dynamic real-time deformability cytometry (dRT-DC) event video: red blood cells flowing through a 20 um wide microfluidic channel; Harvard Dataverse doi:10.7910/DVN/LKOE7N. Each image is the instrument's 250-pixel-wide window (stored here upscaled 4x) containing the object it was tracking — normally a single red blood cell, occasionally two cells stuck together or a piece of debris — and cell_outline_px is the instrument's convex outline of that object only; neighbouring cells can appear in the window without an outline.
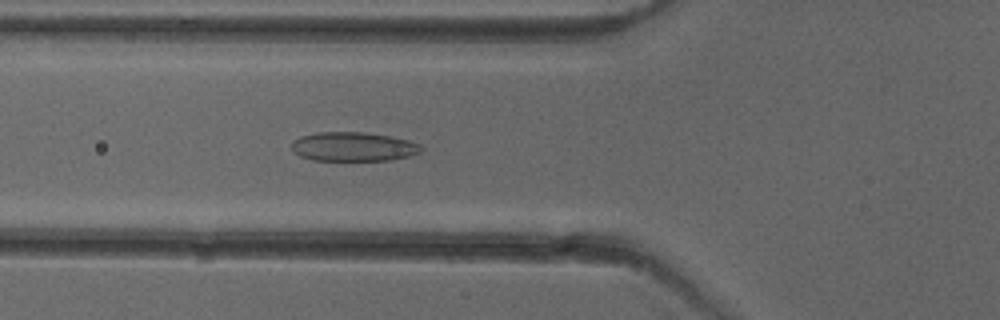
{"species": "common noctule bat (a hibernating species)", "species_latin": "Nyctalus noctula", "temperature_condition": "cold", "stored_images_in_passage": 36, "camera_frame_rate_fps": 3000, "um_per_image_px": 0.085, "animal": {"sex": "female"}, "frame": {"image": 1, "passage_image": 3, "time_ms": 0.667, "image_size_px": [1000, 320], "cell_outline_px": [[424, 148], [420, 152], [408, 156], [392, 160], [312, 160], [300, 156], [292, 148], [292, 144], [300, 136], [316, 132], [364, 132], [388, 136], [408, 140], [420, 144]], "centroid_in_image_um": [30.05, 12.46], "position_along_channel_um": 95.7, "area_um2": 21.85}}
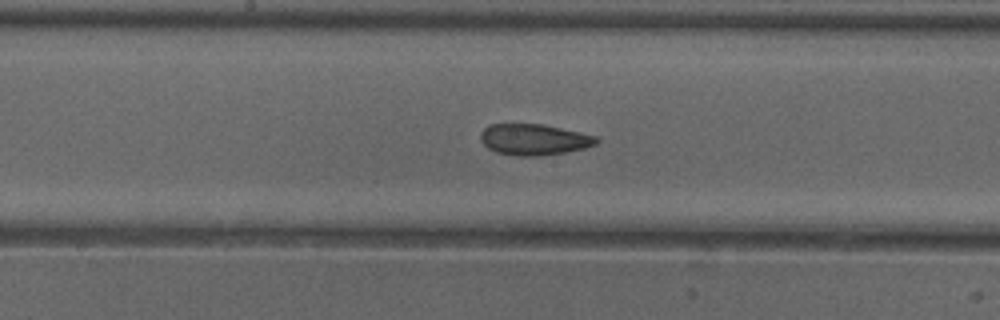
{"frame": {"image": 2, "passage_image": 11, "time_ms": 3.333, "image_size_px": [1000, 320], "cell_outline_px": [[600, 140], [596, 144], [584, 148], [564, 152], [540, 156], [516, 156], [496, 152], [488, 148], [480, 140], [480, 132], [488, 124], [544, 124], [580, 132], [596, 136]], "centroid_in_image_um": [45.37, 11.85], "position_along_channel_um": 202.8, "area_um2": 21.1}}
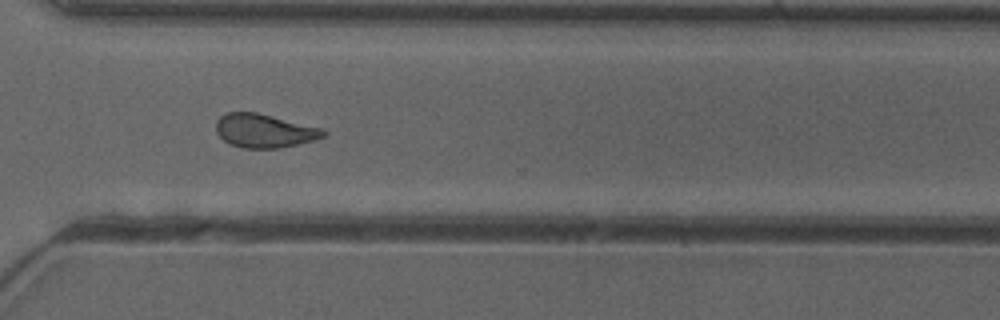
{"frame": {"image": 3, "passage_image": 22, "time_ms": 7.0, "image_size_px": [1000, 320], "cell_outline_px": [[328, 132], [324, 136], [312, 140], [280, 148], [244, 148], [228, 144], [216, 132], [216, 120], [220, 116], [228, 112], [256, 112], [324, 128]], "centroid_in_image_um": [22.46, 11.11], "position_along_channel_um": 348.1, "area_um2": 21.1}, "authors_computed_cell_mechanics": {"area_um2": 21.097, "velocity_mm_per_s": 3.9828, "shape_relaxation_time_tau1_ms": null, "shape_relaxation_time_tau2_ms": 2.3748, "deformation_change_tau1": null, "deformation_change_tau2": 0.0875}}